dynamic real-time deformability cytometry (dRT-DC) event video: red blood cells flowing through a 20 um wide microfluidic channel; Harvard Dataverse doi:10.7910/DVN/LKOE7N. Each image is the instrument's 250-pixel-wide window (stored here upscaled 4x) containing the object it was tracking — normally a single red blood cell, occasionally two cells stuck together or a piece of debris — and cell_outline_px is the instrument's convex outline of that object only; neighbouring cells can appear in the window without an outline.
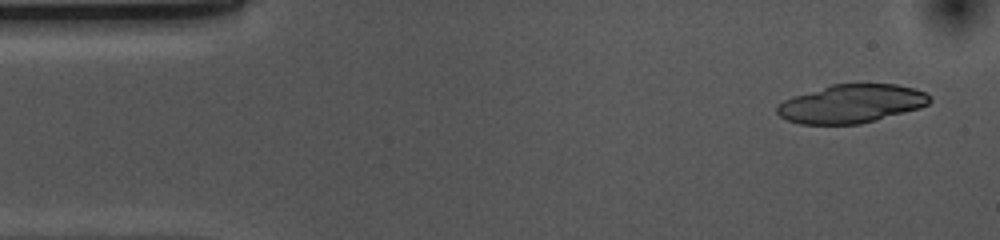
{"species": "common noctule bat (a hibernating species)", "species_latin": "Nyctalus noctula", "temperature_condition": "cold", "stored_images_in_passage": 19, "camera_frame_rate_fps": 3000, "um_per_image_px": 0.085, "animal": {"sex": "female", "body_mass_g": 10.0, "forearm_length_mm": 53.1}, "frame": {"image": 1, "passage_image": 3, "time_ms": 0.667, "image_size_px": [1000, 240], "cell_outline_px": [[932, 100], [928, 104], [920, 108], [876, 120], [860, 124], [800, 124], [788, 120], [780, 116], [776, 112], [776, 108], [784, 100], [792, 96], [832, 84], [896, 84], [916, 88], [924, 92]], "centroid_in_image_um": [72.37, 8.81], "position_along_channel_um": 12.6, "area_um2": 34.16}}